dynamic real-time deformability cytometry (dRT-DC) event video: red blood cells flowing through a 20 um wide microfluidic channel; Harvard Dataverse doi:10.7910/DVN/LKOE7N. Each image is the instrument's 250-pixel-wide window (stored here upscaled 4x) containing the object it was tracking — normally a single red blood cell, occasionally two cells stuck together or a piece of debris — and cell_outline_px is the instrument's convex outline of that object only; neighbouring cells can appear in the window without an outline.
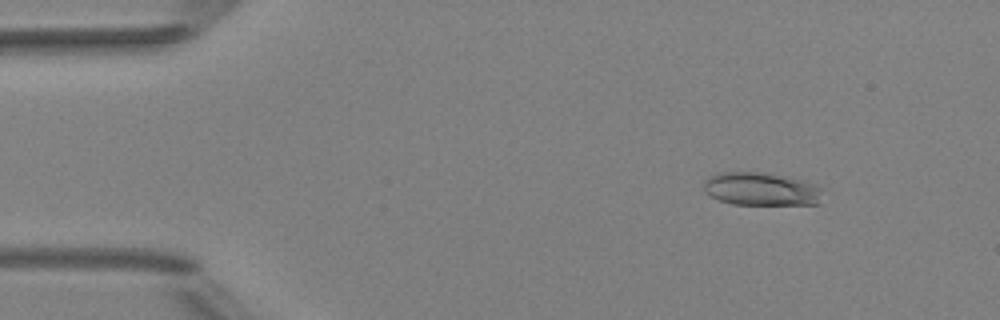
{"species": "Egyptian fruit bat (a non-hibernating species)", "species_latin": "Rousettus aegyptiacus", "temperature_condition": "room temperature", "stored_images_in_passage": 4, "camera_frame_rate_fps": 3000, "um_per_image_px": 0.085, "animal": {"sex": "female"}, "frame": {"image": 1, "passage_image": 2, "time_ms": 1.0, "image_size_px": [1000, 320], "cell_outline_px": [[820, 204], [732, 204], [720, 200], [704, 192], [704, 180], [708, 176], [716, 172], [768, 172], [804, 180], [816, 184], [820, 188]], "centroid_in_image_um": [64.67, 16.04], "position_along_channel_um": 20.3, "area_um2": 23.12}}